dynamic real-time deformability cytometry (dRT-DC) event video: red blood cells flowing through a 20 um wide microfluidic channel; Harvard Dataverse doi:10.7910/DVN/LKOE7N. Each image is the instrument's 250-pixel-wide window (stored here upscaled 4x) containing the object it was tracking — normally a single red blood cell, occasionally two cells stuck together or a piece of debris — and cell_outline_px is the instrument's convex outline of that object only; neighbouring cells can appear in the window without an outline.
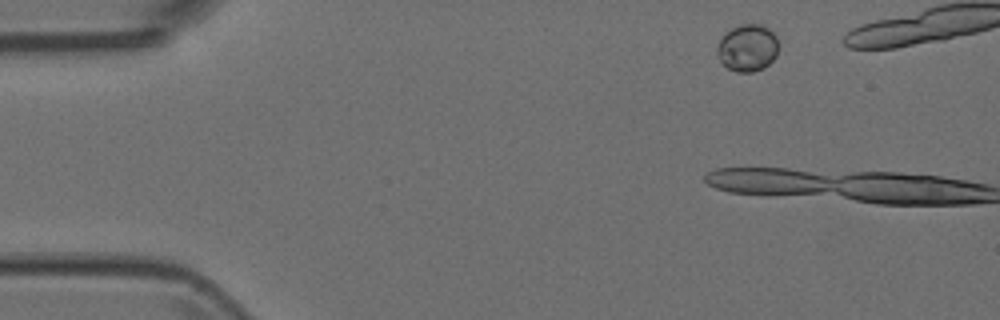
{"species": "Egyptian fruit bat (a non-hibernating species)", "species_latin": "Rousettus aegyptiacus", "temperature_condition": "room temperature", "stored_images_in_passage": 7, "camera_frame_rate_fps": 3000, "um_per_image_px": 0.085, "animal": {"sex": "female"}, "frame": {"image": 1, "passage_image": 1, "time_ms": 0.0, "image_size_px": [1000, 320], "cell_outline_px": [[776, 56], [764, 68], [752, 72], [736, 72], [728, 68], [720, 60], [716, 52], [716, 48], [720, 40], [732, 28], [740, 24], [760, 24], [768, 28], [776, 36]], "centroid_in_image_um": [63.52, 4.08], "position_along_channel_um": 21.5, "area_um2": 16.59}}